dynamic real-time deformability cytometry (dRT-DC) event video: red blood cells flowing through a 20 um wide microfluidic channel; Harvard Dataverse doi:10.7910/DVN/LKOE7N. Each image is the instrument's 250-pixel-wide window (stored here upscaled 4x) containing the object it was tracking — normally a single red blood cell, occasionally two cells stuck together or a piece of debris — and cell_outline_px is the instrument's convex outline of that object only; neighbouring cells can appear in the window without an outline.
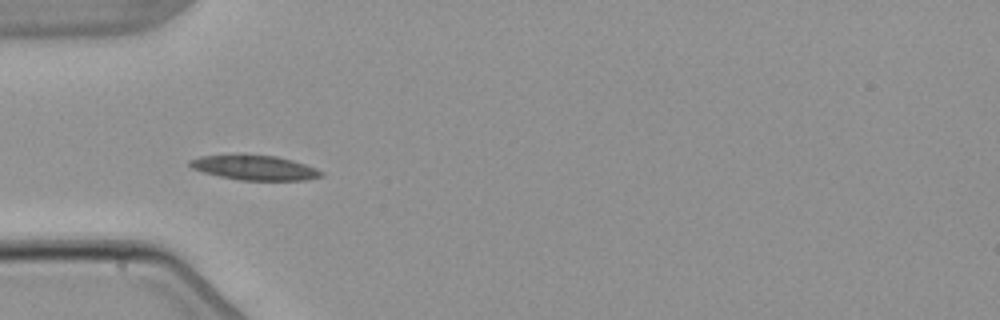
{"species": "common noctule bat (a hibernating species)", "species_latin": "Nyctalus noctula", "temperature_condition": "warm", "stored_images_in_passage": 5, "segment_of_instrument_passage": [2, 2], "camera_frame_rate_fps": 3000, "um_per_image_px": 0.085, "animal": {"sex": "male", "body_mass_g": 21.5, "forearm_length_mm": 52.0}, "frame": {"image": 1, "passage_image": 5, "time_ms": 5.0, "image_size_px": [1000, 320], "cell_outline_px": [[324, 176], [308, 180], [240, 180], [220, 176], [204, 172], [192, 168], [188, 164], [188, 160], [200, 156], [276, 156], [292, 160], [316, 168], [324, 172]], "centroid_in_image_um": [21.69, 14.28], "position_along_channel_um": 63.3, "area_um2": 18.5}}